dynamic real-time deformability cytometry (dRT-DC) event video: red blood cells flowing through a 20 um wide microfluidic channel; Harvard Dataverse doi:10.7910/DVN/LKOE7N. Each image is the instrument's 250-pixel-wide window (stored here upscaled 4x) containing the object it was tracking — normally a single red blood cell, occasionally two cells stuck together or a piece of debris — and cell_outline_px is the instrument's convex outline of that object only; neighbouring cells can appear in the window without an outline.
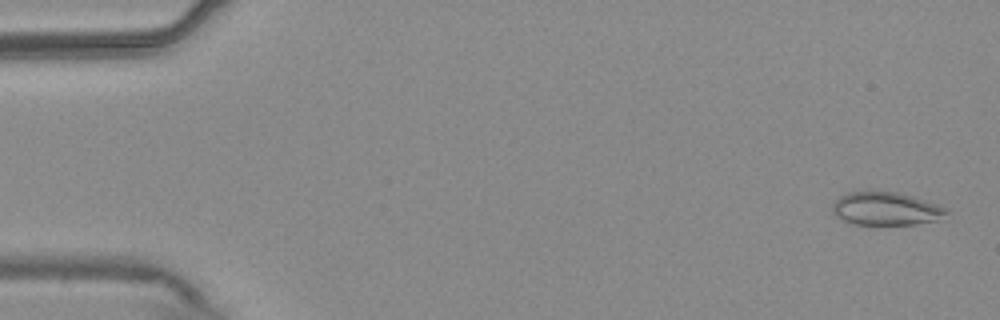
{"species": "common noctule bat (a hibernating species)", "species_latin": "Nyctalus noctula", "temperature_condition": "warm", "stored_images_in_passage": 4, "camera_frame_rate_fps": 3000, "um_per_image_px": 0.085, "animal": {"sex": "male", "body_mass_g": 20.4}, "frame": {"image": 1, "passage_image": 2, "time_ms": 0.333, "image_size_px": [1000, 320], "cell_outline_px": [[948, 212], [936, 220], [916, 224], [852, 224], [836, 216], [832, 212], [832, 204], [840, 196], [848, 192], [868, 188], [896, 192], [912, 196], [948, 208]], "centroid_in_image_um": [75.23, 17.69], "position_along_channel_um": 9.8, "area_um2": 22.37}}